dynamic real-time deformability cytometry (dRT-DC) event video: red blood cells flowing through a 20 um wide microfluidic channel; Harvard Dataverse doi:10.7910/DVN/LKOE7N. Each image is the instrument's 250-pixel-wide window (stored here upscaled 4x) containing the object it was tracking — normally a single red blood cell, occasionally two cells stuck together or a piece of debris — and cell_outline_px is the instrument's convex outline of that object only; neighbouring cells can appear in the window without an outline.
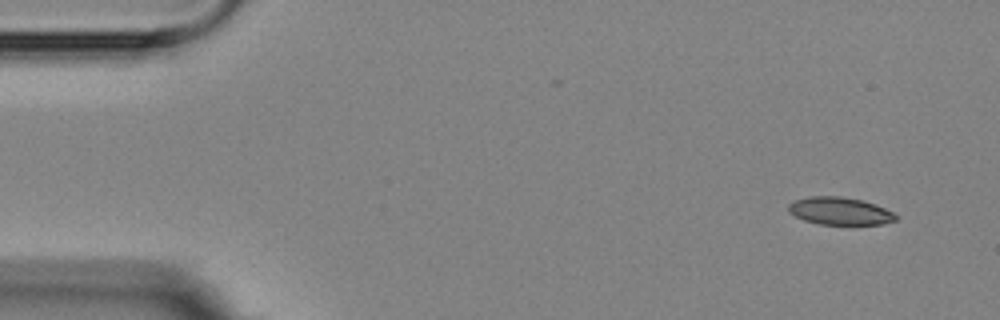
{"species": "Egyptian fruit bat (a non-hibernating species)", "species_latin": "Rousettus aegyptiacus", "temperature_condition": "room temperature", "stored_images_in_passage": 4, "camera_frame_rate_fps": 3000, "um_per_image_px": 0.085, "animal": {"sex": "female"}, "frame": {"image": 1, "passage_image": 1, "time_ms": 0.0, "image_size_px": [1000, 320], "cell_outline_px": [[896, 220], [880, 224], [820, 224], [804, 220], [788, 212], [788, 204], [792, 200], [812, 196], [840, 196], [860, 200], [876, 204], [892, 212], [896, 216]], "centroid_in_image_um": [71.34, 17.93], "position_along_channel_um": 13.7, "area_um2": 17.11}}
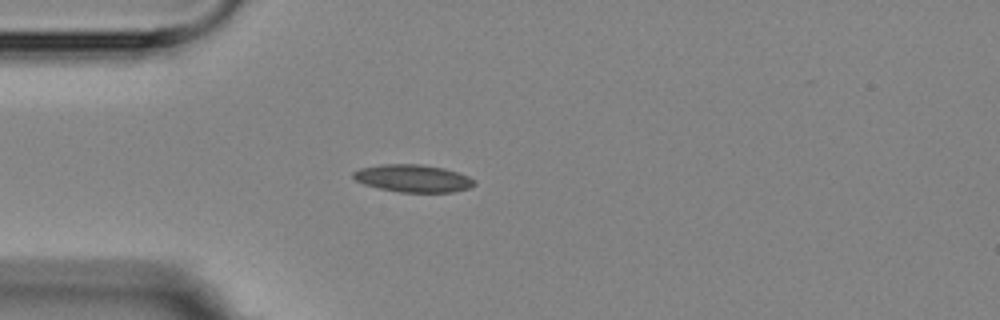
{"frame": {"image": 2, "passage_image": 4, "time_ms": 3.667, "image_size_px": [1000, 320], "cell_outline_px": [[476, 184], [468, 188], [452, 192], [400, 192], [380, 188], [364, 184], [356, 180], [352, 176], [352, 172], [360, 168], [384, 164], [420, 164], [444, 168], [468, 176], [476, 180]], "centroid_in_image_um": [35.11, 15.16], "position_along_channel_um": 49.9, "area_um2": 19.31}}